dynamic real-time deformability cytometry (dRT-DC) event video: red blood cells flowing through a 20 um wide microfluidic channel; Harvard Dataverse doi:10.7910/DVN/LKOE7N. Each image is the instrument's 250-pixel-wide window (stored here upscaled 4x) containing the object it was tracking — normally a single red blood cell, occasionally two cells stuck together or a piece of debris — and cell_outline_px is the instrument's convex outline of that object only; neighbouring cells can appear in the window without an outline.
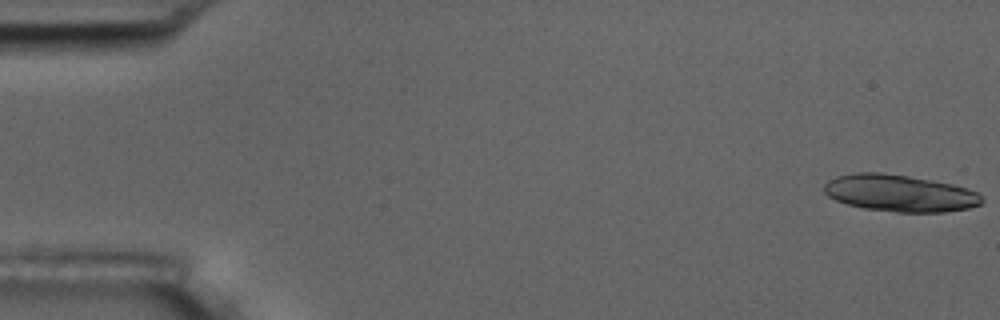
{"species": "common noctule bat (a hibernating species)", "species_latin": "Nyctalus noctula", "temperature_condition": "room temperature", "stored_images_in_passage": 8, "camera_frame_rate_fps": 3000, "um_per_image_px": 0.085, "animal": {"sex": "male", "body_mass_g": 17.5, "forearm_length_mm": 52.3}, "frame": {"image": 1, "passage_image": 1, "time_ms": 0.0, "image_size_px": [1000, 320], "cell_outline_px": [[984, 200], [980, 204], [968, 208], [944, 212], [896, 212], [864, 208], [848, 204], [836, 200], [828, 196], [824, 192], [824, 184], [828, 180], [836, 176], [856, 172], [880, 172], [908, 176], [952, 184], [968, 188], [976, 192]], "centroid_in_image_um": [76.45, 16.41], "position_along_channel_um": 8.5, "area_um2": 33.81}}
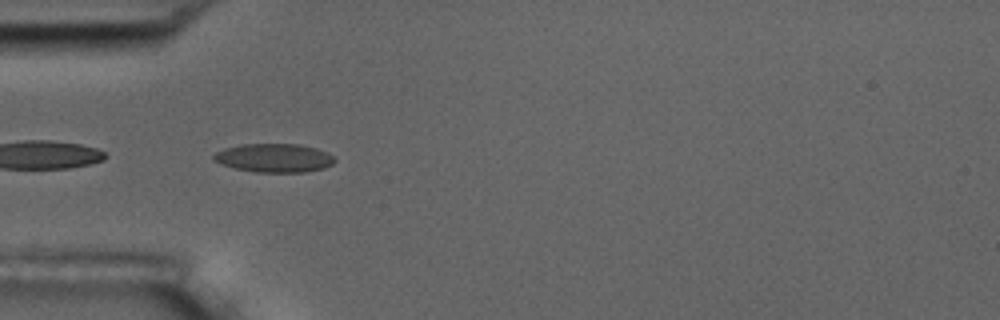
{"frame": {"image": 2, "passage_image": 5, "time_ms": 1.333, "image_size_px": [1000, 320], "cell_outline_px": [[336, 160], [332, 164], [324, 168], [304, 172], [256, 172], [232, 168], [220, 164], [212, 160], [212, 156], [216, 152], [224, 148], [244, 144], [300, 144], [316, 148], [336, 156]], "centroid_in_image_um": [23.29, 13.43], "position_along_channel_um": 61.7, "area_um2": 20.4}}